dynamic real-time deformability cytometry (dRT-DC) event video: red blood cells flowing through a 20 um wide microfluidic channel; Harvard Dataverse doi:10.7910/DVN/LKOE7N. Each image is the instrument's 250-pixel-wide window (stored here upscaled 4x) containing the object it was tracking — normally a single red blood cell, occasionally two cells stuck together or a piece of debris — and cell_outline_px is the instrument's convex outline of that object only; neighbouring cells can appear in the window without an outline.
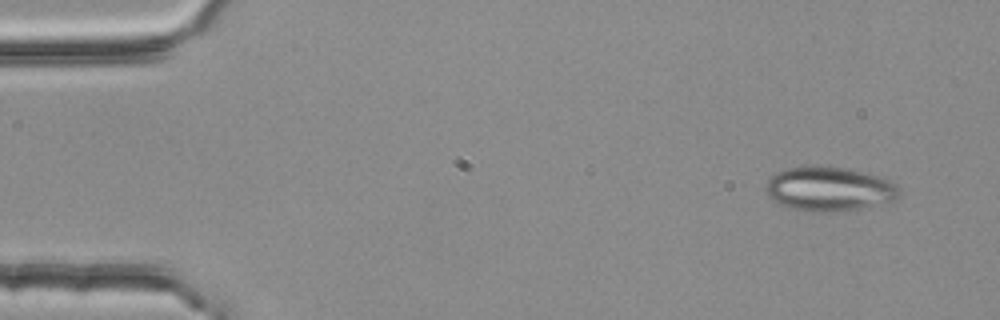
{"species": "common noctule bat (a hibernating species)", "species_latin": "Nyctalus noctula", "temperature_condition": "room temperature", "stored_images_in_passage": 4, "camera_frame_rate_fps": 3000, "um_per_image_px": 0.085, "animal": {"sex": "female", "body_mass_g": 25.1}, "frame": {"image": 1, "passage_image": 1, "time_ms": 0.0, "image_size_px": [1000, 320], "cell_outline_px": [[900, 192], [896, 200], [860, 208], [820, 212], [808, 212], [788, 208], [772, 200], [768, 196], [764, 188], [764, 184], [776, 172], [788, 168], [840, 168], [860, 172], [876, 176], [888, 180], [896, 184], [900, 188]], "centroid_in_image_um": [70.44, 16.1], "position_along_channel_um": 14.6, "area_um2": 33.7}}